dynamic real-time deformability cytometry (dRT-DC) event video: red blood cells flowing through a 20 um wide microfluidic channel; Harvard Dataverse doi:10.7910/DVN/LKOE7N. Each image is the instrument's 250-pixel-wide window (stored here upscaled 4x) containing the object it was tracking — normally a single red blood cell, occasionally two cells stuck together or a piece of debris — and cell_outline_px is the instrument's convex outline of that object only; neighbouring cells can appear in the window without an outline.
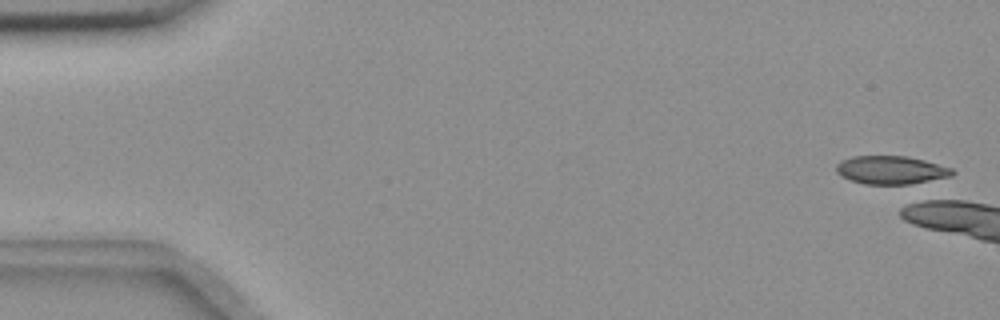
{"species": "common noctule bat (a hibernating species)", "species_latin": "Nyctalus noctula", "temperature_condition": "room temperature", "stored_images_in_passage": 4, "camera_frame_rate_fps": 3000, "um_per_image_px": 0.085, "animal": {"sex": "female", "body_mass_g": 18.4}, "frame": {"image": 1, "passage_image": 1, "time_ms": 0.0, "image_size_px": [1000, 320], "cell_outline_px": [[956, 172], [952, 176], [908, 184], [864, 184], [840, 176], [836, 172], [836, 164], [840, 160], [852, 156], [908, 156], [924, 160], [952, 168]], "centroid_in_image_um": [75.71, 14.44], "position_along_channel_um": 9.3, "area_um2": 19.13}}